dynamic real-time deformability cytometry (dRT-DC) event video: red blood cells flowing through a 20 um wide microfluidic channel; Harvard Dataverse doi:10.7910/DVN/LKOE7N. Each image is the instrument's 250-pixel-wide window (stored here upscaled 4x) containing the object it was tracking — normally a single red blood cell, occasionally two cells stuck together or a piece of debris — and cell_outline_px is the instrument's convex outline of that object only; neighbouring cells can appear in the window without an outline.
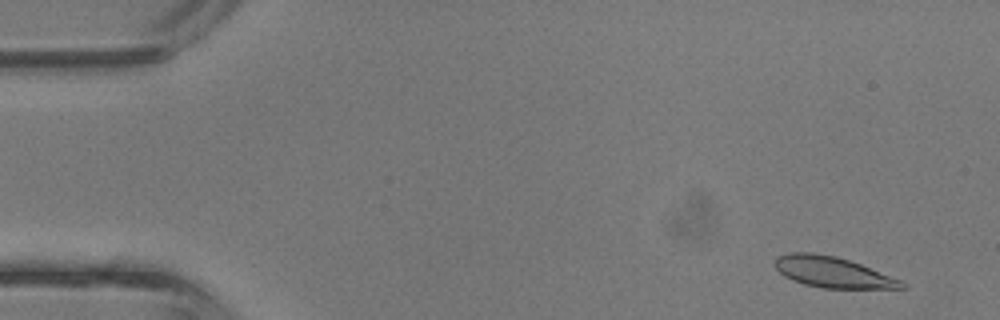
{"species": "common noctule bat (a hibernating species)", "species_latin": "Nyctalus noctula", "temperature_condition": "room temperature", "stored_images_in_passage": 43, "camera_frame_rate_fps": 3000, "um_per_image_px": 0.085, "animal": {"sex": "male", "body_mass_g": 13.3}, "frame": {"image": 1, "passage_image": 3, "time_ms": 0.667, "image_size_px": [1000, 320], "cell_outline_px": [[908, 288], [820, 288], [804, 284], [792, 280], [784, 276], [772, 264], [776, 256], [792, 252], [812, 252], [836, 256], [860, 264], [900, 280], [908, 284]], "centroid_in_image_um": [70.72, 23.13], "position_along_channel_um": 14.3, "area_um2": 22.77}}
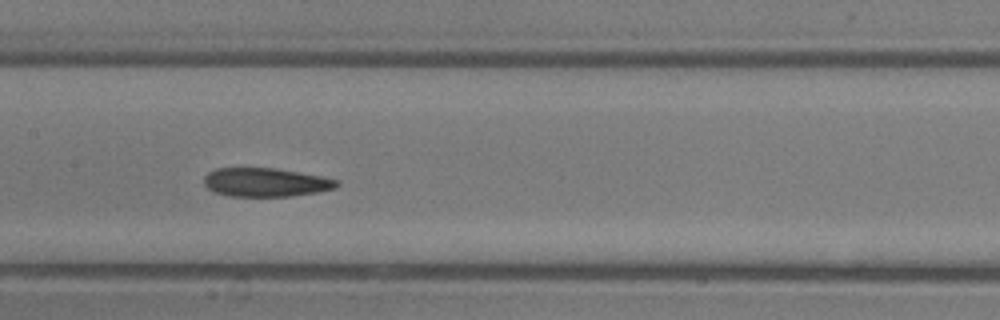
{"frame": {"image": 2, "passage_image": 21, "time_ms": 6.667, "image_size_px": [1000, 320], "cell_outline_px": [[340, 184], [332, 188], [316, 192], [292, 196], [228, 196], [212, 192], [204, 184], [204, 176], [208, 172], [216, 168], [272, 168], [320, 176], [340, 180]], "centroid_in_image_um": [22.53, 15.5], "position_along_channel_um": 184.9, "area_um2": 22.08}}
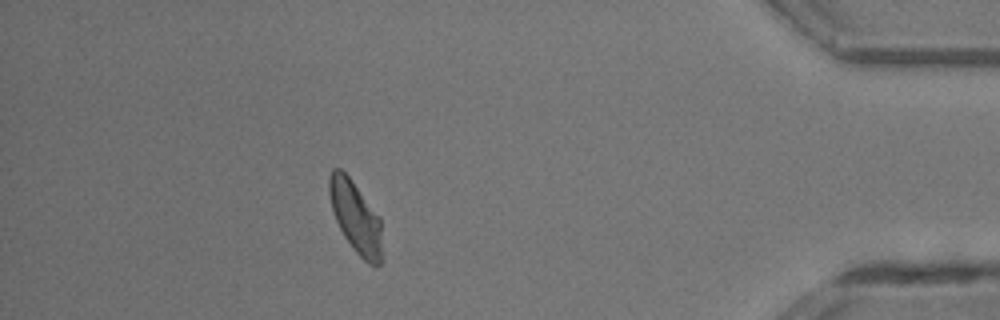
{"frame": {"image": 3, "passage_image": 38, "time_ms": 12.333, "image_size_px": [1000, 320], "cell_outline_px": [[384, 260], [380, 264], [368, 264], [352, 248], [344, 236], [336, 220], [332, 208], [328, 192], [328, 176], [332, 168], [340, 168], [348, 176], [380, 216]], "centroid_in_image_um": [30.25, 18.48], "position_along_channel_um": 404.9, "area_um2": 22.37}, "authors_computed_cell_mechanics": {"area_um2": 22.7732, "velocity_mm_per_s": 4.7914, "shape_relaxation_time_tau1_ms": 8.6182, "shape_relaxation_time_tau2_ms": 1.7244, "deformation_change_tau1": 0.2464, "deformation_change_tau2": 0.0897}}